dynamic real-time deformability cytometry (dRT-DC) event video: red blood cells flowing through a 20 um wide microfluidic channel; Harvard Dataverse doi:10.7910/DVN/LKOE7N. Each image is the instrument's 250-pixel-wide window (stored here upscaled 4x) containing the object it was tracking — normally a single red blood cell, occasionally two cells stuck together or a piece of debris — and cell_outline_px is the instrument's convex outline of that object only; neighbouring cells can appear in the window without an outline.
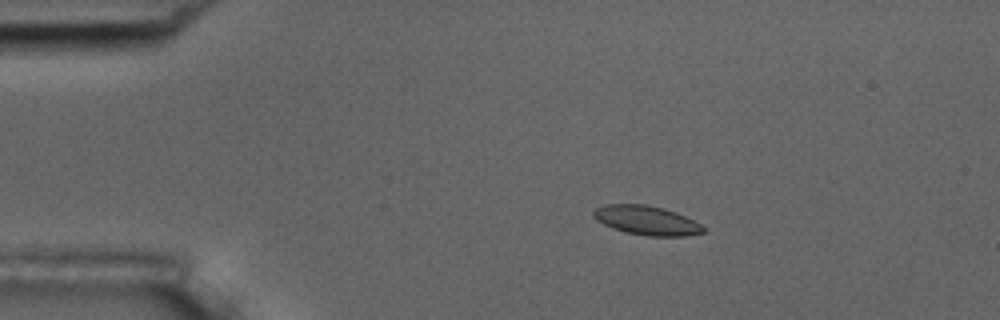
{"species": "common noctule bat (a hibernating species)", "species_latin": "Nyctalus noctula", "temperature_condition": "room temperature", "stored_images_in_passage": 4, "camera_frame_rate_fps": 3000, "um_per_image_px": 0.085, "animal": {"sex": "male", "body_mass_g": 17.5, "forearm_length_mm": 52.3}, "frame": {"image": 1, "passage_image": 3, "time_ms": 2.333, "image_size_px": [1000, 320], "cell_outline_px": [[704, 232], [684, 236], [648, 236], [624, 232], [604, 224], [596, 220], [592, 216], [592, 212], [596, 208], [604, 204], [644, 204], [664, 208], [676, 212], [700, 224], [704, 228]], "centroid_in_image_um": [54.92, 18.72], "position_along_channel_um": 30.1, "area_um2": 18.61}}